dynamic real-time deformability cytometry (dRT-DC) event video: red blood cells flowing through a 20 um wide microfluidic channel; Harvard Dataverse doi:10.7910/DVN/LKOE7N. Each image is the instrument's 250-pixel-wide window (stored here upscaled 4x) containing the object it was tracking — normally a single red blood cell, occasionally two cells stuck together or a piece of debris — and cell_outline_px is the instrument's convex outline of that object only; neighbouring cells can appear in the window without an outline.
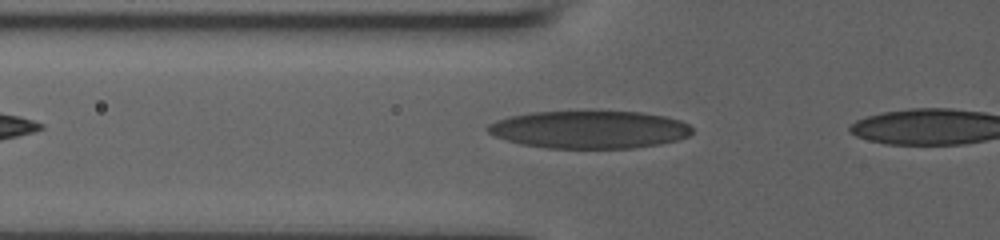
{"species": "human", "species_latin": "Homo sapiens", "temperature_condition": "room temperature", "stored_images_in_passage": 6, "camera_frame_rate_fps": 3000, "um_per_image_px": 0.085, "donor": {"sex": "male"}, "frame": {"image": 1, "passage_image": 5, "time_ms": 1.0, "image_size_px": [1000, 240], "cell_outline_px": [[692, 132], [688, 136], [680, 140], [660, 144], [632, 148], [548, 148], [520, 144], [504, 140], [488, 132], [484, 128], [488, 124], [496, 120], [508, 116], [532, 112], [584, 108], [640, 112], [664, 116], [680, 120], [688, 124], [692, 128]], "centroid_in_image_um": [50.07, 10.97], "position_along_channel_um": 75.7, "area_um2": 46.53}}